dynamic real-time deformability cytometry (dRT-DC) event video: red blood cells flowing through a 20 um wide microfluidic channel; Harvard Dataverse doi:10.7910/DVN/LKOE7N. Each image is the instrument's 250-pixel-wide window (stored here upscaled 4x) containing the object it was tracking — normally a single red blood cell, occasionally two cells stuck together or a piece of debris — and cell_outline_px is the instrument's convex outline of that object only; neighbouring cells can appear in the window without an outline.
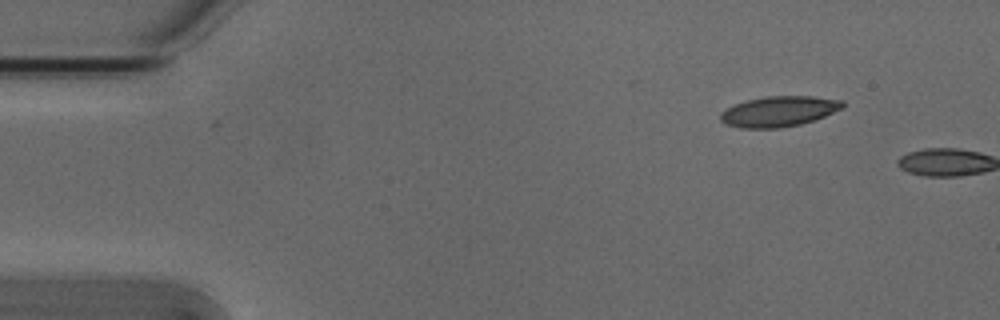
{"species": "Egyptian fruit bat (a non-hibernating species)", "species_latin": "Rousettus aegyptiacus", "temperature_condition": "cold", "stored_images_in_passage": 2, "camera_frame_rate_fps": 3000, "um_per_image_px": 0.085, "animal": {"sex": "male"}, "frame": {"image": 1, "passage_image": 1, "time_ms": 0.0, "image_size_px": [1000, 320], "cell_outline_px": [[844, 108], [824, 116], [800, 124], [780, 128], [740, 128], [724, 124], [720, 120], [720, 116], [728, 108], [736, 104], [748, 100], [768, 96], [812, 96], [844, 100]], "centroid_in_image_um": [66.24, 9.47], "position_along_channel_um": 18.8, "area_um2": 21.5}}